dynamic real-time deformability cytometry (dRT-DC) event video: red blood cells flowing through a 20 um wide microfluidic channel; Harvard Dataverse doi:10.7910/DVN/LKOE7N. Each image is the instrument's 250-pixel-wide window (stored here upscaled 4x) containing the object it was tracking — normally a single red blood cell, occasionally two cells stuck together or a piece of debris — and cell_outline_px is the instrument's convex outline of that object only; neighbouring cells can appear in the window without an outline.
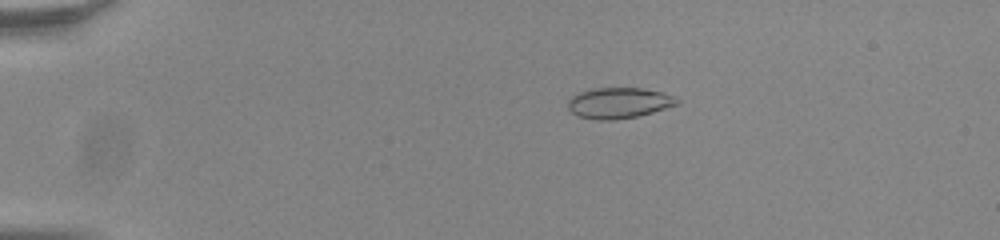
{"species": "common noctule bat (a hibernating species)", "species_latin": "Nyctalus noctula", "temperature_condition": "room temperature", "stored_images_in_passage": 45, "camera_frame_rate_fps": 3000, "um_per_image_px": 0.085, "animal": {"sex": "male", "body_mass_g": 20.0, "forearm_length_mm": 53.3}, "frame": {"image": 1, "passage_image": 2, "time_ms": 0.333, "image_size_px": [1000, 240], "cell_outline_px": [[668, 104], [648, 112], [632, 116], [588, 116], [580, 96], [588, 92], [616, 88], [632, 88], [652, 92]], "centroid_in_image_um": [52.75, 8.69], "position_along_channel_um": 32.2, "area_um2": 13.64}}
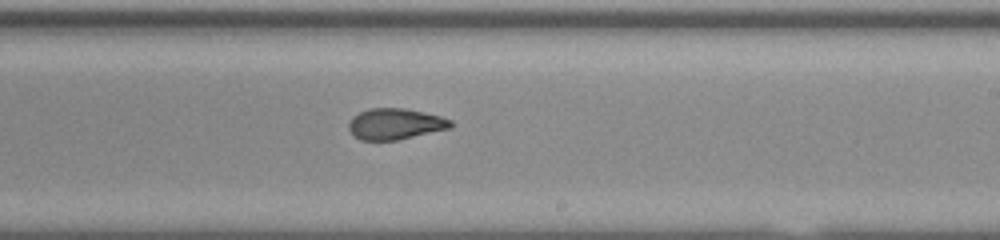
{"frame": {"image": 2, "passage_image": 25, "time_ms": 8.0, "image_size_px": [1000, 240], "cell_outline_px": [[452, 124], [440, 128], [408, 136], [388, 140], [368, 140], [356, 136], [352, 132], [352, 120], [356, 116], [364, 112], [388, 108], [416, 112], [436, 116], [448, 120]], "centroid_in_image_um": [33.51, 10.55], "position_along_channel_um": 255.5, "area_um2": 15.9}}
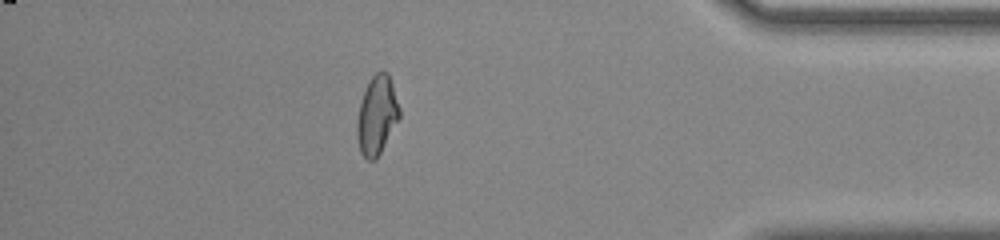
{"frame": {"image": 3, "passage_image": 39, "time_ms": 12.667, "image_size_px": [1000, 240], "cell_outline_px": [[400, 112], [376, 156], [364, 152], [360, 148], [360, 108], [368, 84], [376, 76], [388, 76]], "centroid_in_image_um": [32.07, 9.73], "position_along_channel_um": 403.1, "area_um2": 16.01}, "authors_computed_cell_mechanics": {"area_um2": 15.606, "velocity_mm_per_s": 3.8424, "shape_relaxation_time_tau1_ms": null, "shape_relaxation_time_tau2_ms": 3.3758, "deformation_change_tau1": null, "deformation_change_tau2": 0.054}}